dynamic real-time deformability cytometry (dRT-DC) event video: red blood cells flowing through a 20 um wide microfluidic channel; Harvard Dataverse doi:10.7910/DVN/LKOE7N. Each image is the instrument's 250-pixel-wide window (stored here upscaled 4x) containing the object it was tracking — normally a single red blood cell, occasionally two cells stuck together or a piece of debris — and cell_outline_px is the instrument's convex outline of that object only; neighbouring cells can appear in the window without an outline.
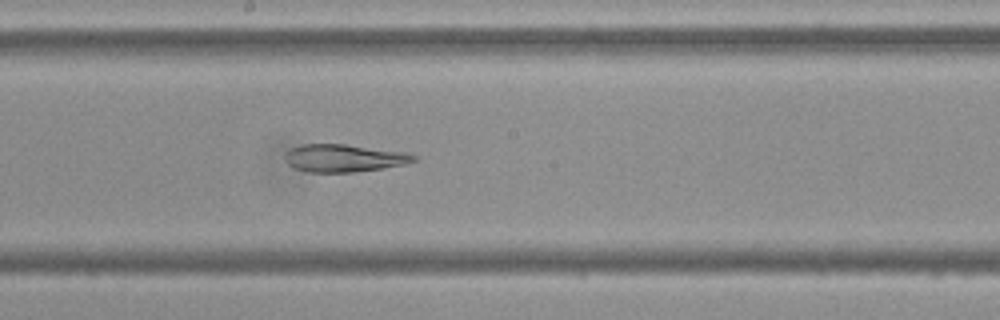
{"species": "Egyptian fruit bat (a non-hibernating species)", "species_latin": "Rousettus aegyptiacus", "temperature_condition": "cold", "stored_images_in_passage": 40, "camera_frame_rate_fps": 3000, "um_per_image_px": 0.085, "frame": {"image": 1, "passage_image": 15, "time_ms": 4.667, "image_size_px": [1000, 320], "cell_outline_px": [[416, 160], [404, 164], [384, 168], [352, 172], [308, 172], [296, 168], [288, 164], [284, 160], [284, 156], [292, 148], [300, 144], [344, 144], [408, 152], [416, 156]], "centroid_in_image_um": [29.24, 13.43], "position_along_channel_um": 219.0, "area_um2": 20.69}}
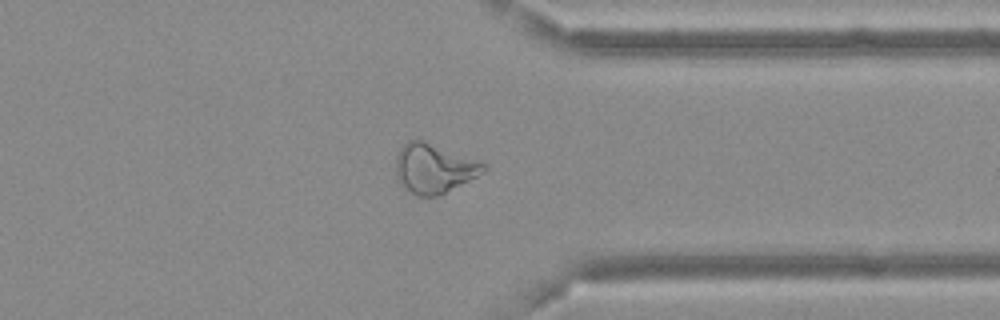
{"frame": {"image": 2, "passage_image": 28, "time_ms": 9.0, "image_size_px": [1000, 320], "cell_outline_px": [[488, 168], [484, 172], [436, 196], [416, 196], [404, 188], [400, 184], [396, 176], [396, 156], [400, 148], [408, 140], [420, 140], [488, 164]], "centroid_in_image_um": [36.85, 14.32], "position_along_channel_um": 374.6, "area_um2": 24.74}}
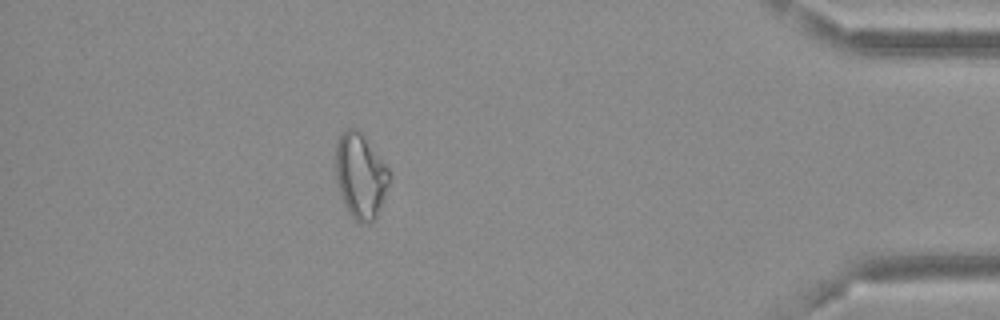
{"frame": {"image": 3, "passage_image": 34, "time_ms": 11.0, "image_size_px": [1000, 320], "cell_outline_px": [[388, 184], [384, 196], [376, 216], [368, 224], [364, 224], [356, 220], [352, 216], [344, 204], [336, 180], [336, 140], [340, 132], [344, 128], [356, 128], [360, 132], [388, 168]], "centroid_in_image_um": [30.59, 14.91], "position_along_channel_um": 404.6, "area_um2": 26.07}}